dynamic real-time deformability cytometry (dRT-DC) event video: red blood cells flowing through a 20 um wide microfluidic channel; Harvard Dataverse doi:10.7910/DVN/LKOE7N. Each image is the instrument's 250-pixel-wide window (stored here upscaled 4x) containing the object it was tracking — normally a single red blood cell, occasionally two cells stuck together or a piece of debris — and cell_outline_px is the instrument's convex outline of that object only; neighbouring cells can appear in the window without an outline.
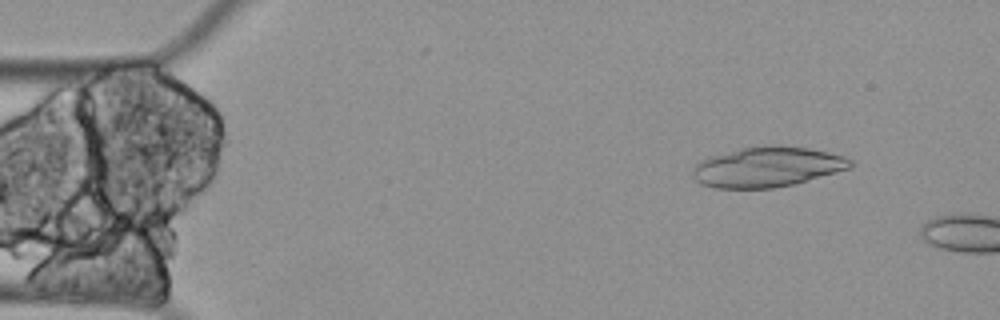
{"species": "Egyptian fruit bat (a non-hibernating species)", "species_latin": "Rousettus aegyptiacus", "temperature_condition": "cold", "stored_images_in_passage": 10, "camera_frame_rate_fps": 3000, "um_per_image_px": 0.085, "animal": {"sex": "female"}, "frame": {"image": 1, "passage_image": 6, "time_ms": 1.667, "image_size_px": [1000, 320], "cell_outline_px": [[852, 168], [792, 184], [772, 188], [716, 188], [700, 184], [692, 176], [692, 172], [696, 164], [700, 160], [712, 156], [740, 148], [768, 144], [772, 144], [808, 148], [828, 152], [844, 156], [852, 160]], "centroid_in_image_um": [65.21, 14.18], "position_along_channel_um": 19.8, "area_um2": 36.88}}